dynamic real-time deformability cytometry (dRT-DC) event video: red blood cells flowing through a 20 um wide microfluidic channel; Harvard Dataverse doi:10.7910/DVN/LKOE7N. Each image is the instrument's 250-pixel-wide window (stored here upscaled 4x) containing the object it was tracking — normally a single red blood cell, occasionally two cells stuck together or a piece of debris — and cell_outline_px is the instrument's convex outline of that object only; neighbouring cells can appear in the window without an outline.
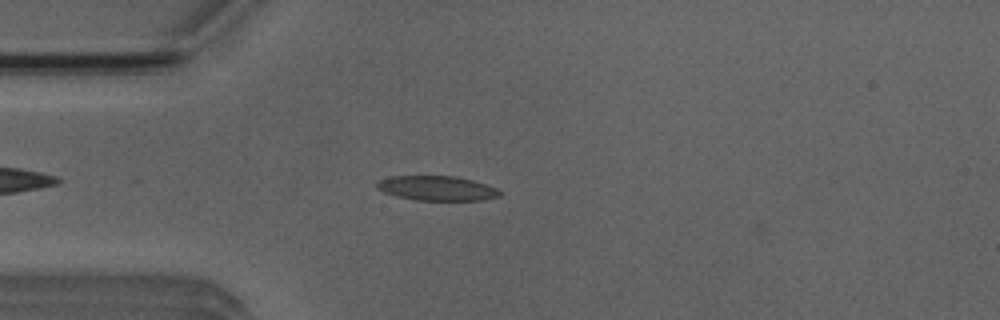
{"species": "Egyptian fruit bat (a non-hibernating species)", "species_latin": "Rousettus aegyptiacus", "temperature_condition": "room temperature", "stored_images_in_passage": 2, "camera_frame_rate_fps": 3000, "um_per_image_px": 0.085, "animal": {"sex": "male"}, "frame": {"image": 1, "passage_image": 2, "time_ms": 1.333, "image_size_px": [1000, 320], "cell_outline_px": [[500, 196], [484, 200], [416, 200], [396, 196], [384, 192], [376, 188], [376, 184], [380, 180], [392, 176], [456, 176], [472, 180], [496, 188], [500, 192]], "centroid_in_image_um": [37.13, 16.0], "position_along_channel_um": 47.9, "area_um2": 17.51}}